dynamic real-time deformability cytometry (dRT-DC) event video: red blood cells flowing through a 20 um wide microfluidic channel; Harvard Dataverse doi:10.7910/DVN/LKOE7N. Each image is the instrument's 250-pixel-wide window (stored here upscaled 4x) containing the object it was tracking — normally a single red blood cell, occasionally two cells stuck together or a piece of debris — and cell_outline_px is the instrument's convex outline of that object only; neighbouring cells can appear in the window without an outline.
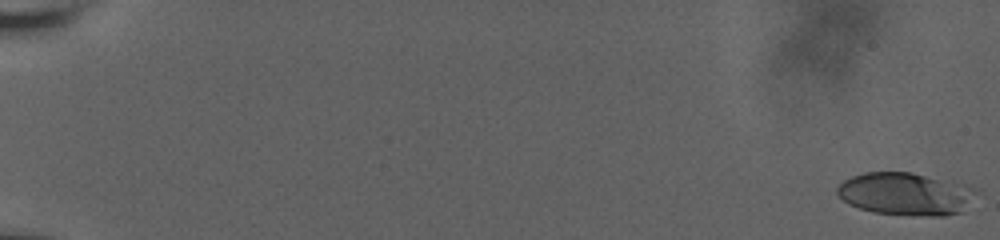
{"species": "human", "species_latin": "Homo sapiens", "temperature_condition": "room temperature", "stored_images_in_passage": 43, "camera_frame_rate_fps": 3000, "um_per_image_px": 0.085, "donor": {"sex": "male"}, "frame": {"image": 1, "passage_image": 1, "time_ms": 0.0, "image_size_px": [1000, 240], "cell_outline_px": [[984, 196], [964, 212], [944, 216], [932, 216], [872, 212], [848, 204], [836, 192], [836, 188], [844, 180], [852, 176], [864, 172], [912, 172], [968, 184], [980, 188]], "centroid_in_image_um": [77.19, 16.48], "position_along_channel_um": 7.8, "area_um2": 35.78}}
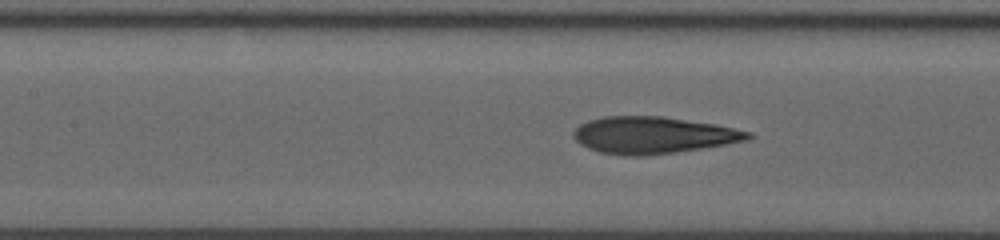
{"frame": {"image": 2, "passage_image": 26, "time_ms": 10.0, "image_size_px": [1000, 240], "cell_outline_px": [[756, 136], [748, 140], [676, 152], [644, 156], [624, 156], [600, 152], [588, 148], [580, 144], [572, 136], [572, 132], [580, 124], [588, 120], [604, 116], [664, 116], [716, 124], [752, 132]], "centroid_in_image_um": [55.51, 11.48], "position_along_channel_um": 151.9, "area_um2": 37.69}}
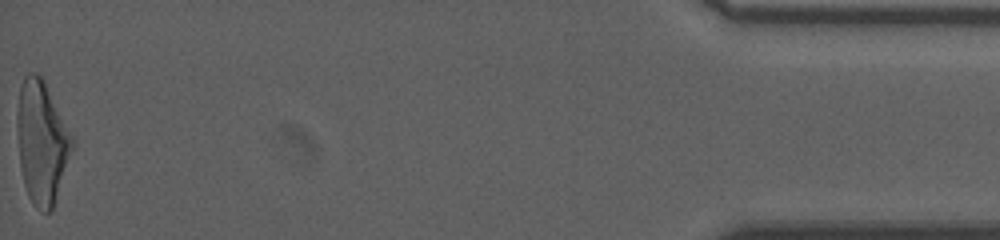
{"frame": {"image": 3, "passage_image": 43, "time_ms": 20.0, "image_size_px": [1000, 240], "cell_outline_px": [[76, 140], [52, 208], [48, 212], [40, 212], [32, 204], [28, 196], [24, 184], [20, 168], [16, 124], [16, 116], [20, 84], [24, 76], [28, 72], [36, 72], [44, 80]], "centroid_in_image_um": [3.54, 12.05], "position_along_channel_um": 431.7, "area_um2": 39.77}, "authors_computed_cell_mechanics": {"area_um2": 36.703, "velocity_mm_per_s": 3.6806, "shape_relaxation_time_tau1_ms": 5.7711, "shape_relaxation_time_tau2_ms": 1.1709, "deformation_change_tau1": 0.2399, "deformation_change_tau2": 0.0917}}